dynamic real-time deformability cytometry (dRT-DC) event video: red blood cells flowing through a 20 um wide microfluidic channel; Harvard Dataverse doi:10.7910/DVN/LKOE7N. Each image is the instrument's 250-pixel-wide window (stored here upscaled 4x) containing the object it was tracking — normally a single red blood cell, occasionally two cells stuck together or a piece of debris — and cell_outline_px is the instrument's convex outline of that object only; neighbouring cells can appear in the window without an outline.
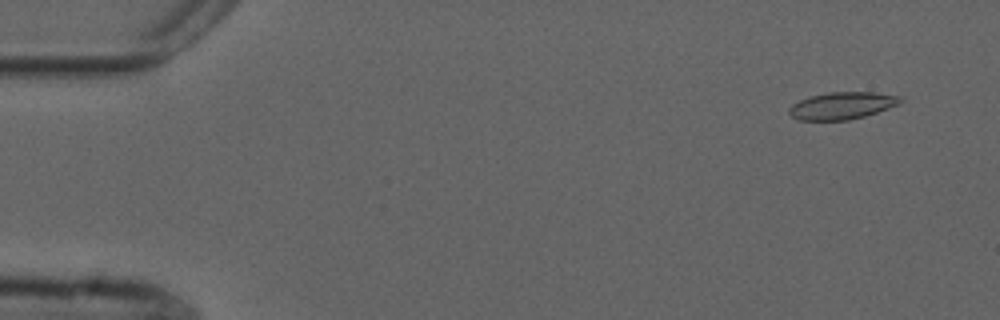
{"species": "common noctule bat (a hibernating species)", "species_latin": "Nyctalus noctula", "temperature_condition": "cold", "stored_images_in_passage": 55, "camera_frame_rate_fps": 3000, "um_per_image_px": 0.085, "animal": {"sex": "male", "forearm_length_mm": 52.5}, "frame": {"image": 1, "passage_image": 4, "time_ms": 1.0, "image_size_px": [1000, 320], "cell_outline_px": [[904, 100], [900, 104], [864, 116], [848, 120], [796, 120], [788, 112], [788, 108], [792, 104], [800, 100], [812, 96], [828, 92], [876, 92], [900, 96]], "centroid_in_image_um": [71.58, 8.98], "position_along_channel_um": 13.4, "area_um2": 17.63}}
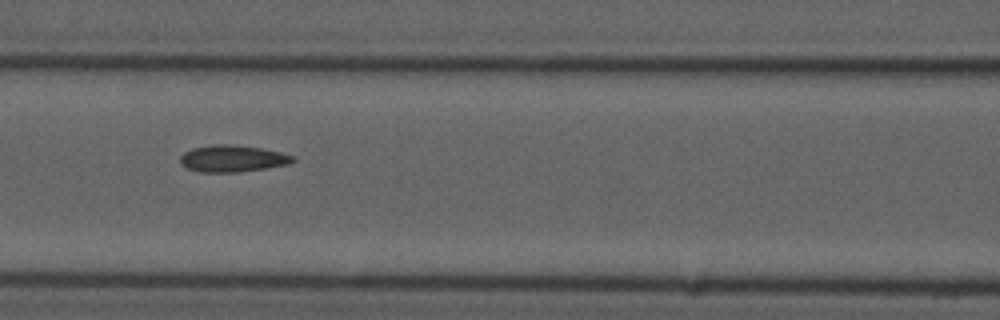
{"frame": {"image": 2, "passage_image": 24, "time_ms": 7.667, "image_size_px": [1000, 320], "cell_outline_px": [[296, 160], [288, 164], [240, 172], [200, 172], [188, 168], [180, 164], [180, 156], [184, 152], [192, 148], [212, 144], [232, 144], [260, 148], [280, 152], [296, 156]], "centroid_in_image_um": [19.75, 13.47], "position_along_channel_um": 146.8, "area_um2": 17.63}}
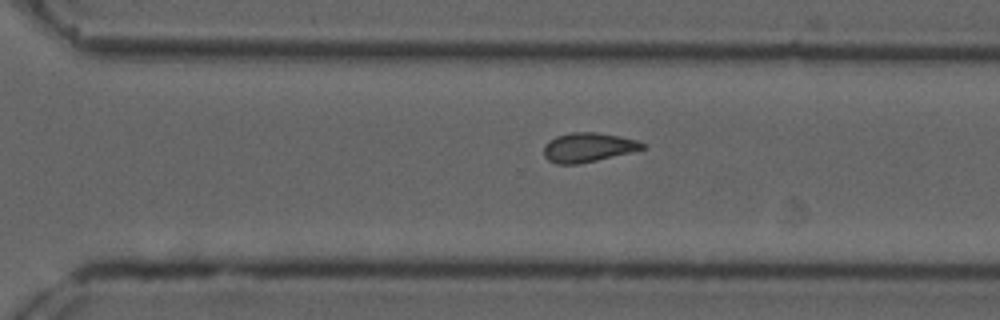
{"frame": {"image": 3, "passage_image": 38, "time_ms": 12.333, "image_size_px": [1000, 320], "cell_outline_px": [[648, 148], [580, 164], [556, 164], [548, 160], [544, 156], [544, 144], [548, 140], [556, 136], [572, 132], [596, 132], [636, 140], [644, 144]], "centroid_in_image_um": [49.95, 12.53], "position_along_channel_um": 320.6, "area_um2": 16.82}, "authors_computed_cell_mechanics": {"area_um2": 17.2244, "velocity_mm_per_s": 3.7375, "shape_relaxation_time_tau1_ms": null, "shape_relaxation_time_tau2_ms": 5.7096, "deformation_change_tau1": null, "deformation_change_tau2": 0.1059}}